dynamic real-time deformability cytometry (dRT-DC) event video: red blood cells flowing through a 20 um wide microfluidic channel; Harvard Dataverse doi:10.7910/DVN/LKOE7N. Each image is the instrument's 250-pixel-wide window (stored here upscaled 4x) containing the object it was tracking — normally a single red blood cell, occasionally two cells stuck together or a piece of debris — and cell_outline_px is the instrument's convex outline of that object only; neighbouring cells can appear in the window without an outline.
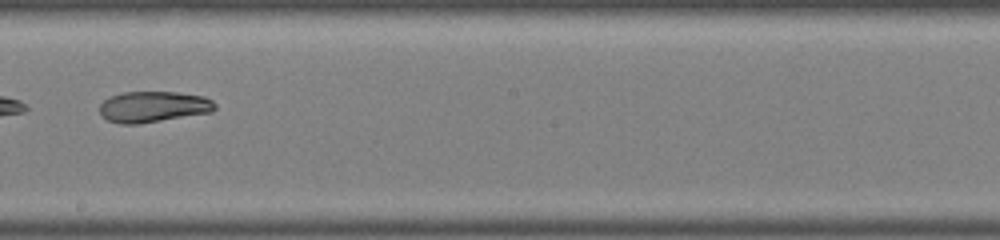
{"species": "common noctule bat (a hibernating species)", "species_latin": "Nyctalus noctula", "temperature_condition": "warm", "stored_images_in_passage": 36, "camera_frame_rate_fps": 3000, "um_per_image_px": 0.085, "animal": {"sex": "male", "body_mass_g": 19.0, "forearm_length_mm": 50.8}, "frame": {"image": 1, "passage_image": 21, "time_ms": 6.667, "image_size_px": [1000, 240], "cell_outline_px": [[216, 108], [212, 112], [136, 124], [120, 124], [108, 120], [100, 116], [100, 104], [108, 96], [124, 92], [176, 92], [204, 96], [212, 100], [216, 104]], "centroid_in_image_um": [13.01, 9.07], "position_along_channel_um": 235.2, "area_um2": 20.87}}